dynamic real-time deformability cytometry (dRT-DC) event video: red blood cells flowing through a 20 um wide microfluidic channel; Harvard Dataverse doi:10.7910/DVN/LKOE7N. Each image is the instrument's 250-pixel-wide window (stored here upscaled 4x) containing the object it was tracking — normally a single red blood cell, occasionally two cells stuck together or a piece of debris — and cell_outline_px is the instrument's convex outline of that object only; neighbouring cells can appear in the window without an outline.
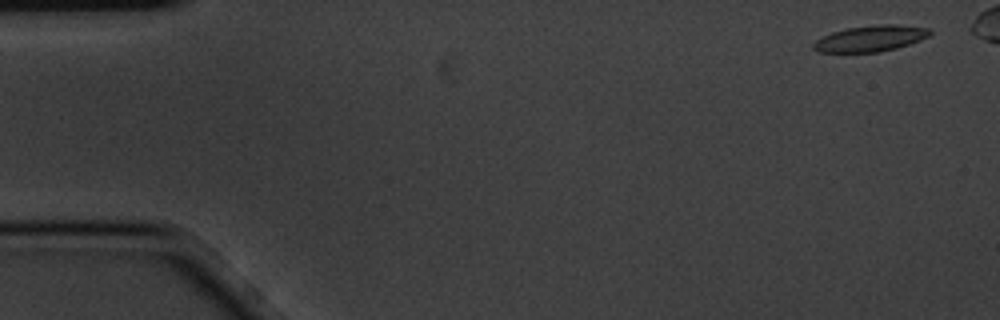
{"species": "common noctule bat (a hibernating species)", "species_latin": "Nyctalus noctula", "temperature_condition": "cold", "stored_images_in_passage": 6, "camera_frame_rate_fps": 3000, "um_per_image_px": 0.085, "animal": {"sex": "male", "body_mass_g": 20.1, "forearm_length_mm": 53.5}, "frame": {"image": 1, "passage_image": 1, "time_ms": 0.0, "image_size_px": [1000, 320], "cell_outline_px": [[932, 32], [928, 36], [920, 40], [896, 48], [880, 52], [816, 52], [812, 48], [812, 44], [816, 40], [832, 32], [848, 28], [880, 24], [892, 24], [928, 28]], "centroid_in_image_um": [73.96, 3.28], "position_along_channel_um": 11.0, "area_um2": 17.51}}